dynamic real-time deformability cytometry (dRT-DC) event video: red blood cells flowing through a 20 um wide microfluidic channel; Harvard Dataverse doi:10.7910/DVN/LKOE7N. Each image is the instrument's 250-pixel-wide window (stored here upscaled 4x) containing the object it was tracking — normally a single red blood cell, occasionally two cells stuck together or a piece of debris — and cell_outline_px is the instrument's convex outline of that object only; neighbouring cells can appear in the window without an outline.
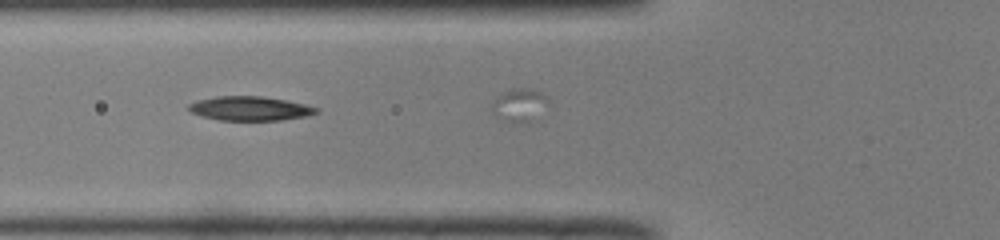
{"species": "common noctule bat (a hibernating species)", "species_latin": "Nyctalus noctula", "temperature_condition": "room temperature", "stored_images_in_passage": 11, "camera_frame_rate_fps": 3000, "um_per_image_px": 0.085, "animal": {"sex": "male", "body_mass_g": 19.0, "forearm_length_mm": 50.8}, "frame": {"image": 1, "passage_image": 2, "time_ms": 0.333, "image_size_px": [1000, 240], "cell_outline_px": [[320, 112], [304, 116], [280, 120], [220, 120], [204, 116], [192, 112], [188, 108], [188, 104], [200, 100], [216, 96], [260, 96], [284, 100], [304, 104], [320, 108]], "centroid_in_image_um": [21.28, 9.22], "position_along_channel_um": 104.5, "area_um2": 17.69}}
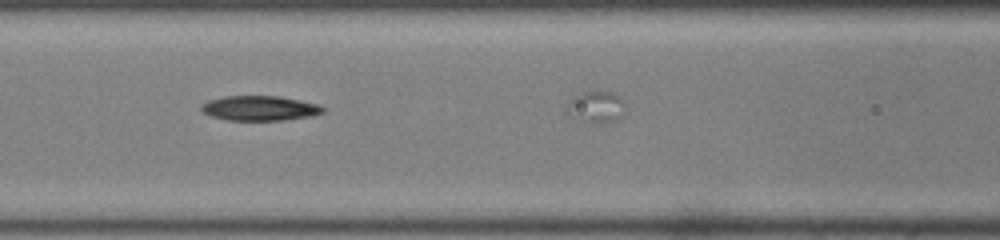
{"frame": {"image": 2, "passage_image": 5, "time_ms": 1.333, "image_size_px": [1000, 240], "cell_outline_px": [[324, 112], [312, 116], [284, 120], [228, 120], [212, 116], [204, 112], [200, 108], [200, 104], [208, 100], [224, 96], [280, 96], [300, 100], [316, 104], [324, 108]], "centroid_in_image_um": [22.06, 9.19], "position_along_channel_um": 144.5, "area_um2": 17.57}}
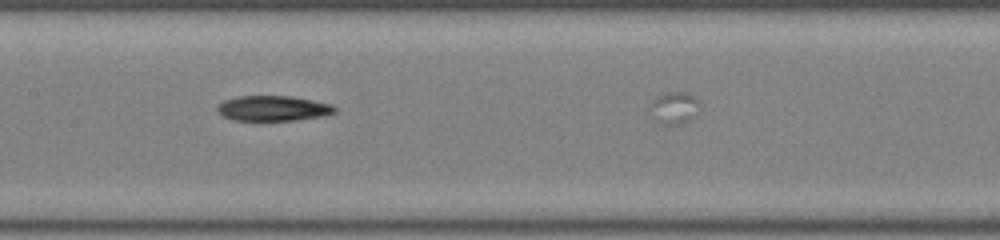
{"frame": {"image": 3, "passage_image": 8, "time_ms": 2.333, "image_size_px": [1000, 240], "cell_outline_px": [[336, 112], [324, 116], [296, 120], [232, 120], [224, 116], [216, 108], [224, 100], [240, 96], [288, 96], [312, 100], [332, 104], [336, 108]], "centroid_in_image_um": [23.25, 9.21], "position_along_channel_um": 184.2, "area_um2": 17.11}}